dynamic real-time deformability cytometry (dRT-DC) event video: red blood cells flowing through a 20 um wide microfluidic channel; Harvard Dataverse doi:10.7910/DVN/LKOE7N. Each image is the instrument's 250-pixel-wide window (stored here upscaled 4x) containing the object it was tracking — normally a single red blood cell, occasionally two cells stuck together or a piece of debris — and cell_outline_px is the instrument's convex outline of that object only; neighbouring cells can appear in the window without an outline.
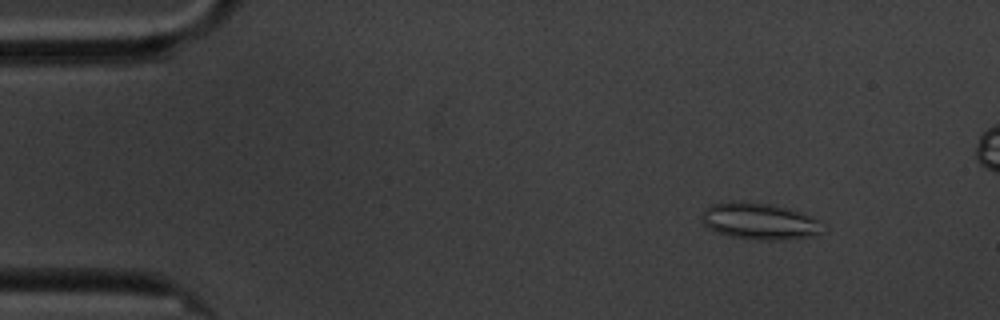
{"species": "common noctule bat (a hibernating species)", "species_latin": "Nyctalus noctula", "temperature_condition": "cold", "stored_images_in_passage": 59, "camera_frame_rate_fps": 3000, "um_per_image_px": 0.085, "animal": {"sex": "male", "body_mass_g": 20.1, "forearm_length_mm": 53.5}, "frame": {"image": 1, "passage_image": 6, "time_ms": 1.667, "image_size_px": [1000, 320], "cell_outline_px": [[820, 232], [808, 236], [776, 240], [752, 240], [732, 236], [716, 232], [708, 228], [704, 224], [704, 212], [712, 204], [732, 200], [744, 200], [772, 204], [788, 208], [820, 220]], "centroid_in_image_um": [64.51, 18.78], "position_along_channel_um": 20.5, "area_um2": 25.49}}
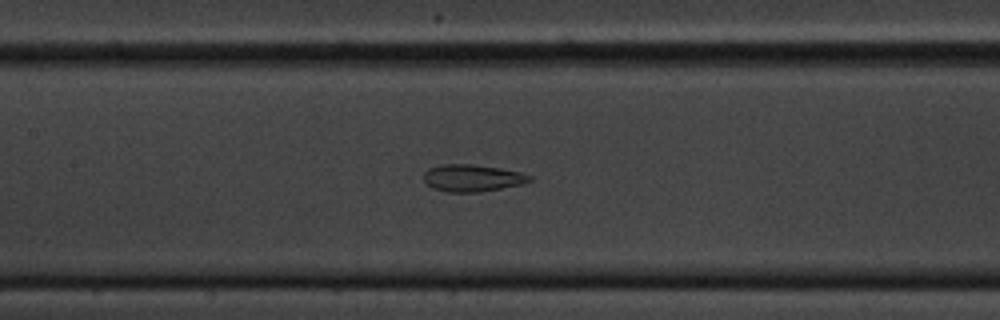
{"frame": {"image": 2, "passage_image": 26, "time_ms": 8.333, "image_size_px": [1000, 320], "cell_outline_px": [[532, 180], [520, 184], [480, 192], [448, 192], [432, 188], [424, 180], [424, 172], [428, 168], [444, 164], [472, 164], [520, 172], [532, 176]], "centroid_in_image_um": [40.11, 15.13], "position_along_channel_um": 167.3, "area_um2": 16.47}}
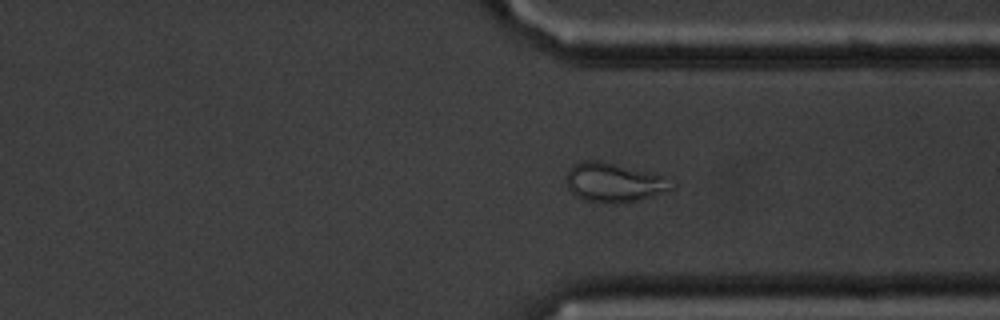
{"frame": {"image": 3, "passage_image": 43, "time_ms": 14.0, "image_size_px": [1000, 320], "cell_outline_px": [[676, 188], [652, 196], [636, 200], [616, 204], [612, 204], [584, 200], [576, 196], [568, 188], [564, 180], [572, 164], [584, 160], [600, 160], [652, 172], [664, 176], [676, 184]], "centroid_in_image_um": [52.19, 15.5], "position_along_channel_um": 359.2, "area_um2": 24.45}, "authors_computed_cell_mechanics": {"area_um2": 23.0044, "velocity_mm_per_s": 3.3945, "shape_relaxation_time_tau1_ms": null, "shape_relaxation_time_tau2_ms": 1.4012, "deformation_change_tau1": null, "deformation_change_tau2": 0.0945}}